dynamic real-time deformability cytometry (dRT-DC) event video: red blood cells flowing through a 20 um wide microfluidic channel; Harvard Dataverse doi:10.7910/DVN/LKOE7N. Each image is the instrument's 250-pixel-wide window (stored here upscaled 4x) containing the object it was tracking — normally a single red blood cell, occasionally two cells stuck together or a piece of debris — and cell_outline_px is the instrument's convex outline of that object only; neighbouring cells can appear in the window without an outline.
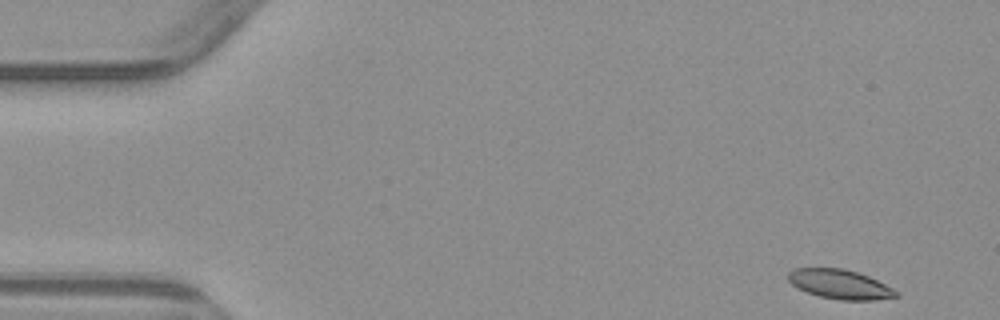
{"species": "common noctule bat (a hibernating species)", "species_latin": "Nyctalus noctula", "temperature_condition": "warm", "stored_images_in_passage": 3, "camera_frame_rate_fps": 3000, "um_per_image_px": 0.085, "animal": {"sex": "male", "body_mass_g": 23.1, "forearm_length_mm": 52.7}, "frame": {"image": 1, "passage_image": 1, "time_ms": 0.0, "image_size_px": [1000, 320], "cell_outline_px": [[900, 296], [876, 300], [840, 300], [820, 296], [808, 292], [792, 284], [788, 280], [788, 272], [796, 268], [844, 268], [868, 276], [900, 292]], "centroid_in_image_um": [71.42, 24.16], "position_along_channel_um": 13.6, "area_um2": 18.32}}
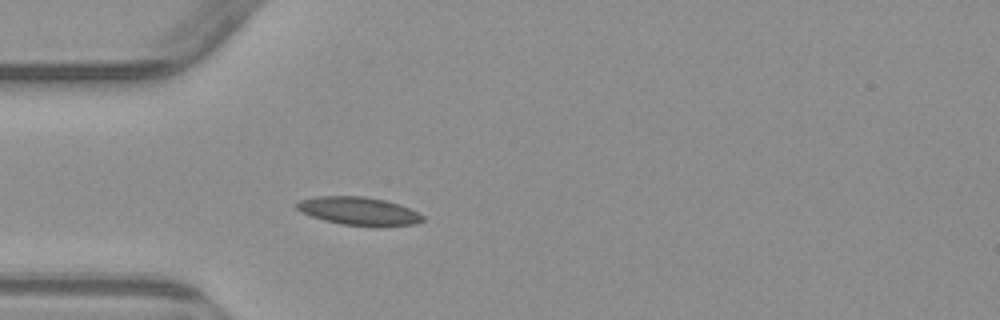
{"frame": {"image": 2, "passage_image": 3, "time_ms": 4.0, "image_size_px": [1000, 320], "cell_outline_px": [[424, 220], [416, 224], [376, 228], [340, 224], [324, 220], [300, 212], [296, 208], [296, 204], [300, 200], [316, 196], [364, 196], [384, 200], [400, 204], [424, 216]], "centroid_in_image_um": [30.51, 17.96], "position_along_channel_um": 54.5, "area_um2": 21.04}}